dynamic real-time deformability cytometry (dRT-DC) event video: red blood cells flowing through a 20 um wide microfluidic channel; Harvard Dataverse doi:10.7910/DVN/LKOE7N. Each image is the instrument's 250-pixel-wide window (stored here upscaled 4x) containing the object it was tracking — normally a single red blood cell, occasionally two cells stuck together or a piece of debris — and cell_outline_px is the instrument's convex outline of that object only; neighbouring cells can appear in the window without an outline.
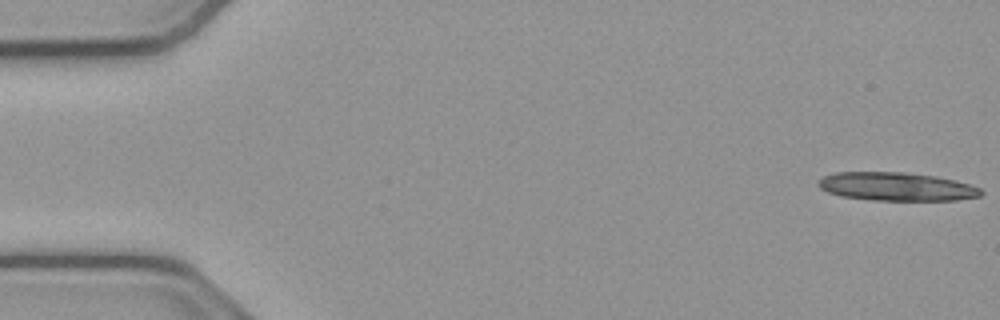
{"species": "common noctule bat (a hibernating species)", "species_latin": "Nyctalus noctula", "temperature_condition": "cold", "stored_images_in_passage": 15, "camera_frame_rate_fps": 3000, "um_per_image_px": 0.085, "animal": {"sex": "male", "body_mass_g": 23.1, "forearm_length_mm": 52.7}, "frame": {"image": 1, "passage_image": 1, "time_ms": 0.0, "image_size_px": [1000, 320], "cell_outline_px": [[984, 192], [980, 196], [956, 200], [872, 200], [840, 196], [828, 192], [820, 188], [816, 184], [816, 180], [824, 176], [836, 172], [904, 172], [936, 176], [956, 180], [980, 188]], "centroid_in_image_um": [76.17, 15.85], "position_along_channel_um": 8.8, "area_um2": 27.05}}